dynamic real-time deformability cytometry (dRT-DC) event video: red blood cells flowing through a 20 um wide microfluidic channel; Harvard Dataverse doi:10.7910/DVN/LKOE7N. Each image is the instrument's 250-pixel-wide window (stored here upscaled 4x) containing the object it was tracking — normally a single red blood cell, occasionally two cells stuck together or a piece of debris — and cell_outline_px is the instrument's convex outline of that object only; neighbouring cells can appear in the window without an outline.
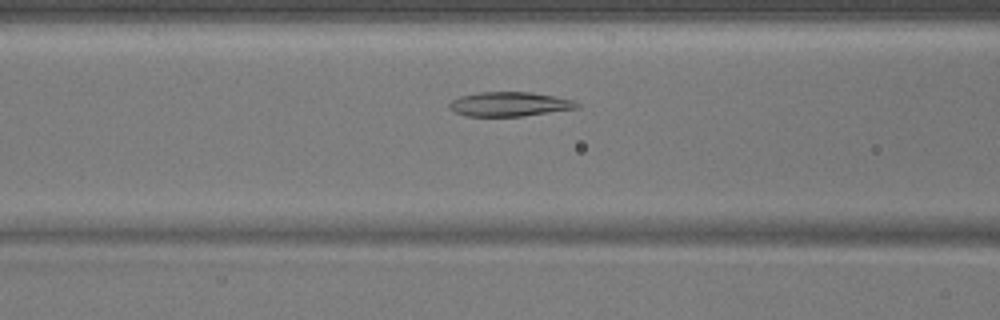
{"species": "common noctule bat (a hibernating species)", "species_latin": "Nyctalus noctula", "temperature_condition": "warm", "stored_images_in_passage": 37, "camera_frame_rate_fps": 3000, "um_per_image_px": 0.085, "animal": {"sex": "male", "body_mass_g": 17.9}, "frame": {"image": 1, "passage_image": 7, "time_ms": 2.0, "image_size_px": [1000, 320], "cell_outline_px": [[580, 108], [524, 116], [468, 116], [456, 112], [448, 108], [448, 104], [452, 100], [460, 96], [480, 92], [532, 92], [572, 100], [580, 104]], "centroid_in_image_um": [43.31, 8.85], "position_along_channel_um": 123.3, "area_um2": 18.09}}
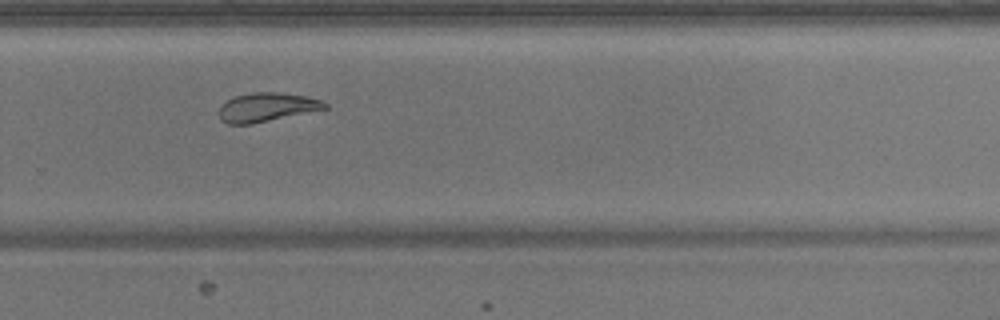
{"frame": {"image": 2, "passage_image": 21, "time_ms": 6.667, "image_size_px": [1000, 320], "cell_outline_px": [[328, 108], [252, 124], [228, 124], [220, 120], [220, 104], [236, 96], [252, 92], [276, 92], [308, 96], [320, 100], [328, 104]], "centroid_in_image_um": [22.67, 9.11], "position_along_channel_um": 307.1, "area_um2": 17.74}}
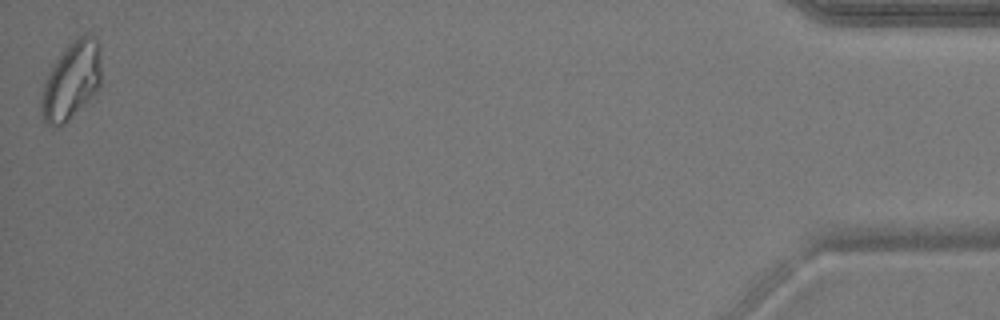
{"frame": {"image": 3, "passage_image": 37, "time_ms": 12.0, "image_size_px": [1000, 320], "cell_outline_px": [[100, 88], [64, 124], [44, 124], [40, 112], [40, 100], [44, 84], [56, 60], [64, 48], [68, 44], [80, 36], [88, 32], [100, 44]], "centroid_in_image_um": [6.07, 6.84], "position_along_channel_um": 429.1, "area_um2": 26.82}}